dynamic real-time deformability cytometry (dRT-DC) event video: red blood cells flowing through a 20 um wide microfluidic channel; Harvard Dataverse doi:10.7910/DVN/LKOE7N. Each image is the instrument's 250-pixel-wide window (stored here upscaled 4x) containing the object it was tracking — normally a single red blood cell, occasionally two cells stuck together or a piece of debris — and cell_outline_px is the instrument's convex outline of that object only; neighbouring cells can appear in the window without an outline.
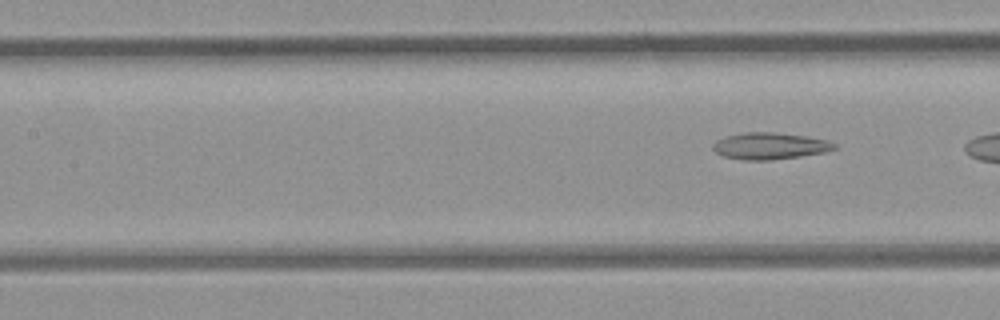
{"species": "common noctule bat (a hibernating species)", "species_latin": "Nyctalus noctula", "temperature_condition": "room temperature", "stored_images_in_passage": 4, "segment_of_instrument_passage": [2, 2], "camera_frame_rate_fps": 3000, "um_per_image_px": 0.085, "animal": {"sex": "female", "body_mass_g": 21.9}, "frame": {"image": 1, "passage_image": 4, "time_ms": 4.333, "image_size_px": [1000, 320], "cell_outline_px": [[840, 148], [824, 152], [800, 156], [772, 160], [744, 160], [724, 156], [716, 152], [712, 148], [712, 144], [716, 140], [728, 136], [744, 132], [772, 132], [808, 136], [828, 140], [836, 144]], "centroid_in_image_um": [65.47, 12.4], "position_along_channel_um": 141.9, "area_um2": 18.96}}